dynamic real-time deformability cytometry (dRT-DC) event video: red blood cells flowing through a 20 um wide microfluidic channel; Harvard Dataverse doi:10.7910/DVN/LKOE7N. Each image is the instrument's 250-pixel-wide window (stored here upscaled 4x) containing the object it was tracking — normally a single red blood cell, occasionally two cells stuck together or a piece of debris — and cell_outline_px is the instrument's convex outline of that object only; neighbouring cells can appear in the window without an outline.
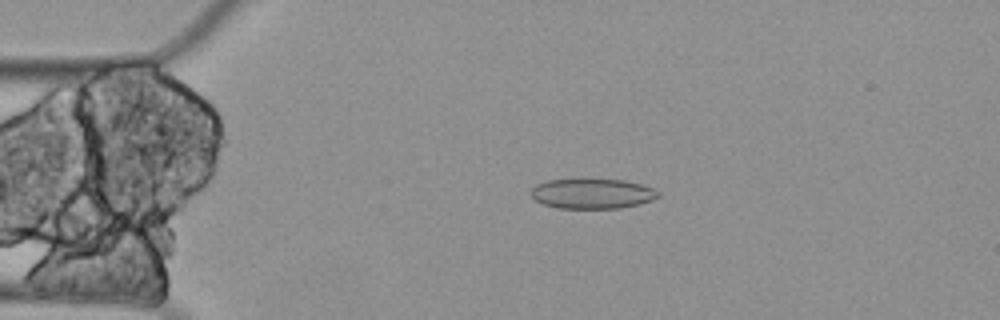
{"species": "Egyptian fruit bat (a non-hibernating species)", "species_latin": "Rousettus aegyptiacus", "temperature_condition": "cold", "stored_images_in_passage": 20, "camera_frame_rate_fps": 3000, "um_per_image_px": 0.085, "animal": {"sex": "female"}, "frame": {"image": 1, "passage_image": 12, "time_ms": 3.667, "image_size_px": [1000, 320], "cell_outline_px": [[660, 196], [652, 200], [640, 204], [620, 208], [556, 208], [544, 204], [536, 200], [528, 192], [536, 184], [548, 180], [580, 176], [624, 180], [640, 184], [652, 188], [660, 192]], "centroid_in_image_um": [50.31, 16.41], "position_along_channel_um": 34.7, "area_um2": 23.24}}
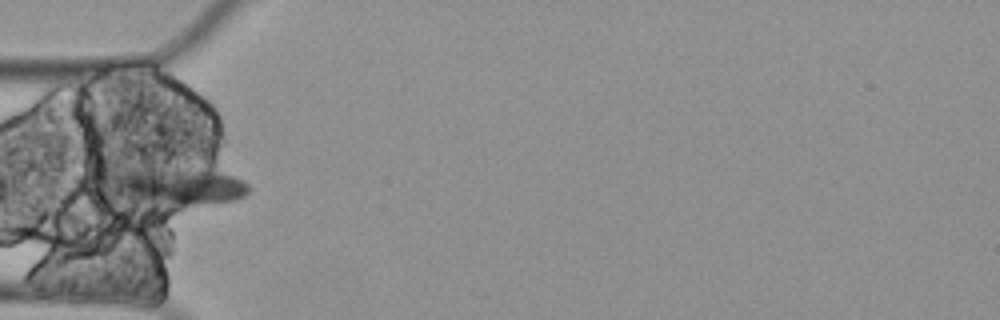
{"frame": {"image": 2, "passage_image": 18, "time_ms": 5.667, "image_size_px": [1000, 320], "cell_outline_px": [[252, 188], [244, 196], [236, 200], [180, 208], [112, 208], [108, 196], [112, 176], [120, 172], [180, 168], [216, 172], [232, 176], [244, 180]], "centroid_in_image_um": [14.77, 16.04], "position_along_channel_um": 70.2, "area_um2": 33.58}}